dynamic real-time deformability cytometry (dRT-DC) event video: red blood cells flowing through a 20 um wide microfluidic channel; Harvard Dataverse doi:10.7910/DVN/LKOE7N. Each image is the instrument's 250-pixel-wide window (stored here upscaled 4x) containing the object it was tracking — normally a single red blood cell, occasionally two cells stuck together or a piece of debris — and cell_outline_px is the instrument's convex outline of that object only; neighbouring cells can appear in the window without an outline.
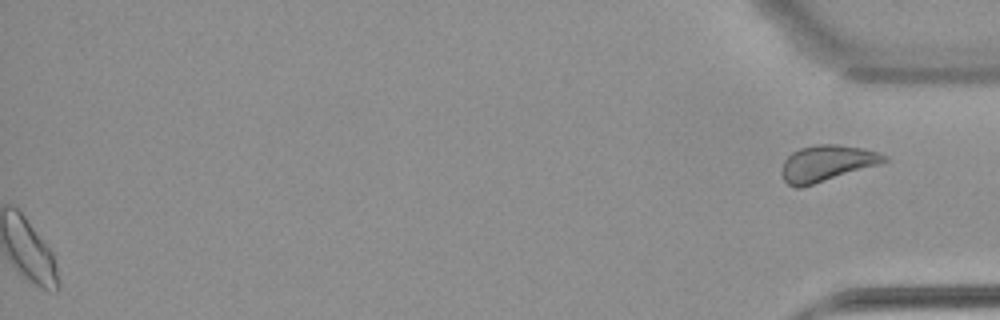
{"species": "common noctule bat (a hibernating species)", "species_latin": "Nyctalus noctula", "temperature_condition": "warm", "stored_images_in_passage": 48, "segment_of_instrument_passage": [2, 2], "camera_frame_rate_fps": 3000, "um_per_image_px": 0.085, "animal": {"sex": "female", "body_mass_g": 22.7, "forearm_length_mm": 54.2}, "frame": {"image": 1, "passage_image": 48, "time_ms": 15.667, "image_size_px": [1000, 320], "cell_outline_px": [[888, 160], [880, 164], [800, 188], [796, 188], [788, 184], [784, 180], [780, 172], [784, 160], [792, 152], [800, 148], [820, 144], [836, 144], [860, 148], [880, 152], [888, 156]], "centroid_in_image_um": [70.26, 13.88], "position_along_channel_um": 364.9, "area_um2": 21.5}}